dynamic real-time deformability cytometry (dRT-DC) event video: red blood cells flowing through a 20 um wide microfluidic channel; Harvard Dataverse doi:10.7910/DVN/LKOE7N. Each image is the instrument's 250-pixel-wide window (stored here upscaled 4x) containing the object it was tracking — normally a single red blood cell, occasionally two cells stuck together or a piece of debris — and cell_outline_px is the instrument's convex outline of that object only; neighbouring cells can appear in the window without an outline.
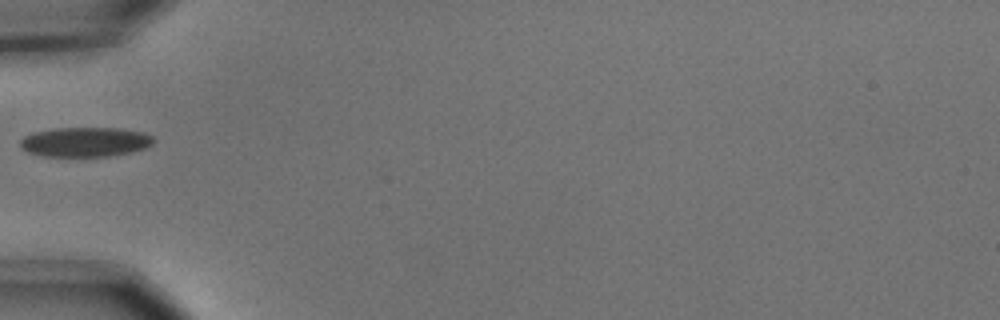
{"species": "common noctule bat (a hibernating species)", "species_latin": "Nyctalus noctula", "temperature_condition": "cold", "stored_images_in_passage": 1, "camera_frame_rate_fps": 3000, "um_per_image_px": 0.085, "animal": {"sex": "male", "body_mass_g": 15.6}, "frame": {"image": 1, "passage_image": 1, "time_ms": 0.0, "image_size_px": [1000, 320], "cell_outline_px": [[156, 140], [152, 144], [144, 148], [128, 152], [108, 156], [40, 156], [28, 152], [20, 148], [20, 140], [24, 136], [32, 132], [56, 128], [116, 128], [144, 132], [152, 136]], "centroid_in_image_um": [7.2, 12.06], "position_along_channel_um": 77.8, "area_um2": 23.0}}